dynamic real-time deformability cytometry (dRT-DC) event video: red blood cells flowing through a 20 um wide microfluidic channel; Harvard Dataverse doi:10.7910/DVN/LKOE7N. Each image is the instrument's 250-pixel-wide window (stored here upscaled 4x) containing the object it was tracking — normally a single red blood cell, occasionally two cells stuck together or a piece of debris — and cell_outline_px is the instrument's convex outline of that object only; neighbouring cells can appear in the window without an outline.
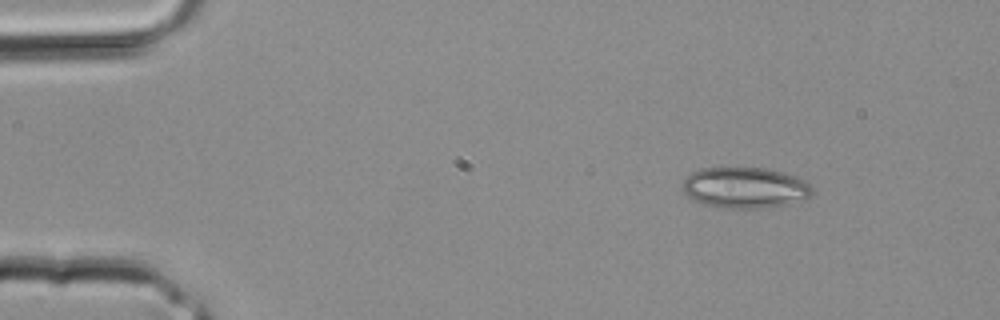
{"species": "common noctule bat (a hibernating species)", "species_latin": "Nyctalus noctula", "temperature_condition": "room temperature", "stored_images_in_passage": 2, "camera_frame_rate_fps": 3000, "um_per_image_px": 0.085, "animal": {"sex": "male", "body_mass_g": 20.4}, "frame": {"image": 1, "passage_image": 1, "time_ms": 0.0, "image_size_px": [1000, 320], "cell_outline_px": [[812, 196], [804, 200], [788, 204], [756, 208], [732, 208], [704, 204], [692, 200], [684, 192], [680, 184], [692, 172], [700, 168], [764, 168], [796, 176], [804, 180], [812, 188]], "centroid_in_image_um": [63.31, 15.95], "position_along_channel_um": 21.7, "area_um2": 30.81}}